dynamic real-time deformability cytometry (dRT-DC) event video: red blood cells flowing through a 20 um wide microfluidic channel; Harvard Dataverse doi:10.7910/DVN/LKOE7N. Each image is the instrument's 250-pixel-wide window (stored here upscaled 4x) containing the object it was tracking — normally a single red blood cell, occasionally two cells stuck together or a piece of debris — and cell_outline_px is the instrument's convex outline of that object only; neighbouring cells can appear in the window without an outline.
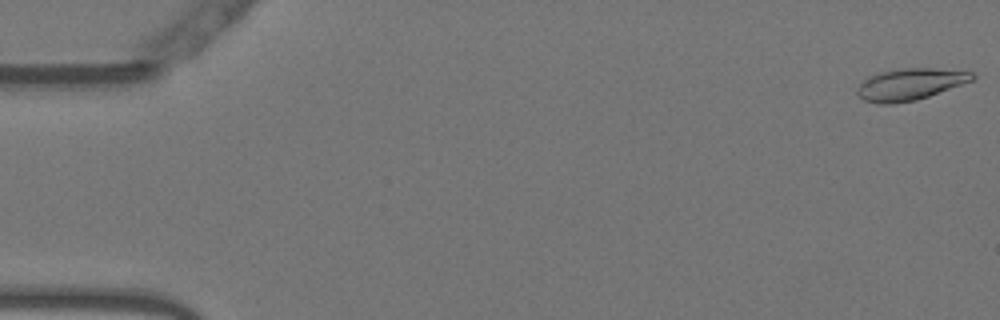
{"species": "Egyptian fruit bat (a non-hibernating species)", "species_latin": "Rousettus aegyptiacus", "temperature_condition": "warm", "stored_images_in_passage": 54, "camera_frame_rate_fps": 3000, "um_per_image_px": 0.085, "animal": {"sex": "female"}, "frame": {"image": 1, "passage_image": 1, "time_ms": 0.0, "image_size_px": [1000, 320], "cell_outline_px": [[976, 76], [972, 80], [928, 96], [916, 100], [892, 104], [876, 104], [864, 100], [856, 96], [856, 92], [860, 84], [868, 76], [876, 72], [900, 68], [932, 68], [972, 72]], "centroid_in_image_um": [77.28, 7.16], "position_along_channel_um": 7.7, "area_um2": 21.27}}
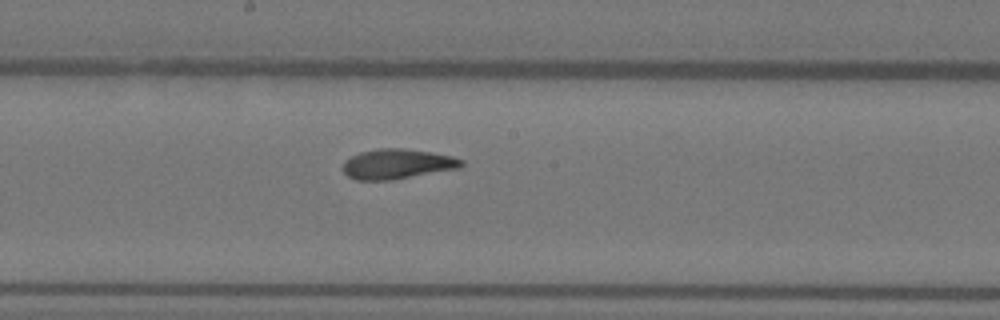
{"frame": {"image": 2, "passage_image": 29, "time_ms": 9.333, "image_size_px": [1000, 320], "cell_outline_px": [[464, 164], [460, 168], [392, 180], [356, 180], [348, 176], [344, 172], [344, 160], [360, 152], [376, 148], [404, 148], [432, 152], [452, 156], [464, 160]], "centroid_in_image_um": [33.78, 13.93], "position_along_channel_um": 214.4, "area_um2": 20.81}}
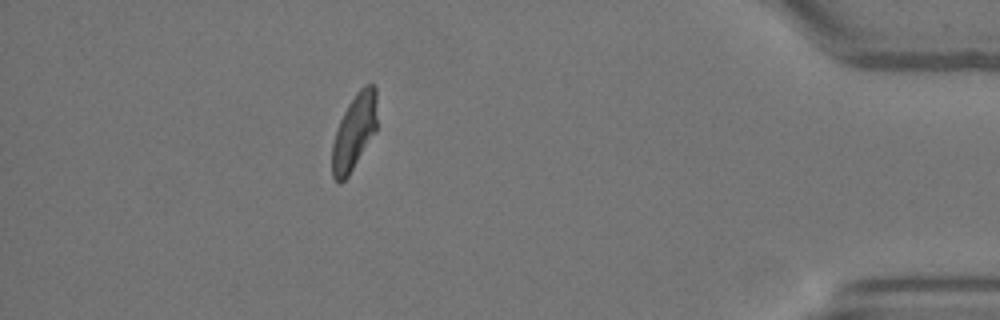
{"frame": {"image": 3, "passage_image": 48, "time_ms": 15.667, "image_size_px": [1000, 320], "cell_outline_px": [[376, 132], [348, 176], [340, 184], [332, 176], [332, 144], [340, 120], [348, 104], [356, 92], [364, 84], [372, 84], [376, 88]], "centroid_in_image_um": [30.11, 11.21], "position_along_channel_um": 405.1, "area_um2": 19.77}, "authors_computed_cell_mechanics": {"area_um2": 20.6346, "velocity_mm_per_s": 3.7758, "shape_relaxation_time_tau1_ms": 7.6766, "shape_relaxation_time_tau2_ms": 1.9982, "deformation_change_tau1": 0.2319, "deformation_change_tau2": 0.0927}}